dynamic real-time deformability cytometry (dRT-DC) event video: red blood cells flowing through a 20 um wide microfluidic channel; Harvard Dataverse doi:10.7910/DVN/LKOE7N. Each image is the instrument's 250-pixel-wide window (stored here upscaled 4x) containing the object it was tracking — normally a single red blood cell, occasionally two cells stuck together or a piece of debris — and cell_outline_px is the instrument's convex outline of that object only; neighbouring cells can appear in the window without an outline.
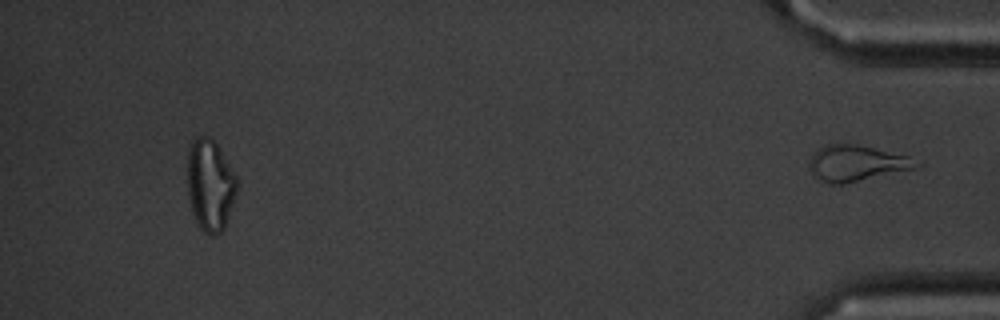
{"species": "common noctule bat (a hibernating species)", "species_latin": "Nyctalus noctula", "temperature_condition": "cold", "stored_images_in_passage": 52, "segment_of_instrument_passage": [2, 2], "camera_frame_rate_fps": 3000, "um_per_image_px": 0.085, "animal": {"sex": "male", "body_mass_g": 20.1, "forearm_length_mm": 53.5}, "frame": {"image": 1, "passage_image": 52, "time_ms": 17.0, "image_size_px": [1000, 320], "cell_outline_px": [[920, 168], [844, 184], [832, 184], [816, 180], [812, 176], [808, 164], [812, 152], [828, 144], [856, 144], [908, 156], [920, 164]], "centroid_in_image_um": [72.76, 13.9], "position_along_channel_um": 362.4, "area_um2": 22.66}}